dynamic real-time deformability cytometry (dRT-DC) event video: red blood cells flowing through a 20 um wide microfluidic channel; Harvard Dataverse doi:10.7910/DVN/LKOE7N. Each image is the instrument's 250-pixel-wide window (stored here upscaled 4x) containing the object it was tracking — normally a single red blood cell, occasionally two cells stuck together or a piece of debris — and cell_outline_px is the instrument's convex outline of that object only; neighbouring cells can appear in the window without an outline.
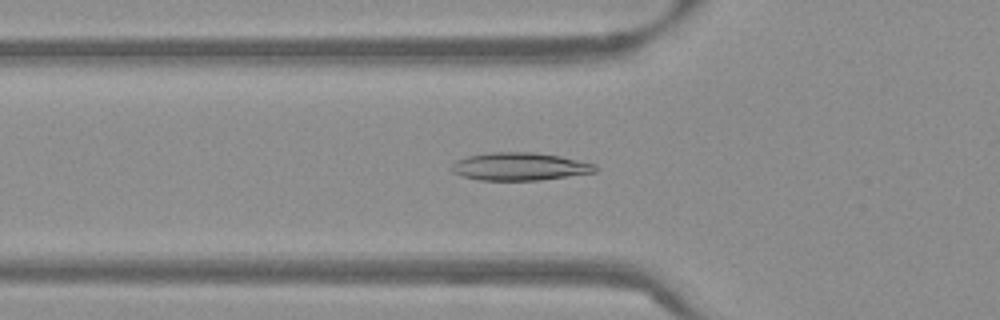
{"species": "Egyptian fruit bat (a non-hibernating species)", "species_latin": "Rousettus aegyptiacus", "temperature_condition": "warm", "stored_images_in_passage": 44, "camera_frame_rate_fps": 3000, "um_per_image_px": 0.085, "frame": {"image": 1, "passage_image": 9, "time_ms": 2.667, "image_size_px": [1000, 320], "cell_outline_px": [[600, 168], [596, 172], [540, 180], [480, 180], [464, 176], [452, 172], [448, 168], [456, 160], [468, 156], [492, 152], [532, 152], [560, 156], [596, 164]], "centroid_in_image_um": [44.18, 14.15], "position_along_channel_um": 81.6, "area_um2": 23.35}}
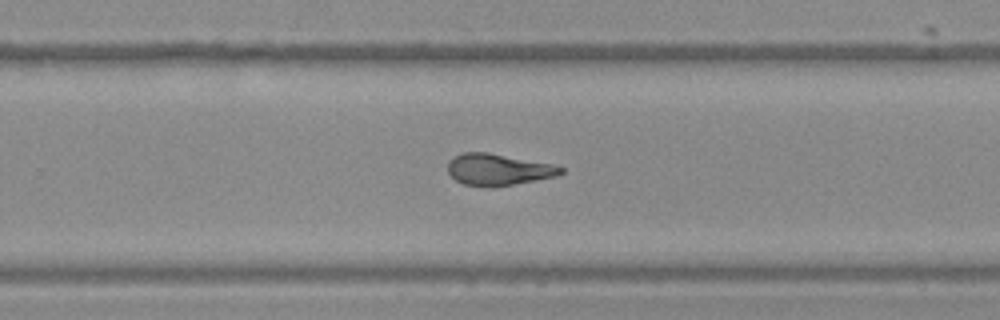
{"frame": {"image": 2, "passage_image": 25, "time_ms": 8.0, "image_size_px": [1000, 320], "cell_outline_px": [[564, 172], [556, 176], [536, 180], [488, 188], [484, 188], [464, 184], [456, 180], [448, 172], [448, 160], [460, 152], [488, 152], [556, 164], [564, 168]], "centroid_in_image_um": [42.35, 14.4], "position_along_channel_um": 287.4, "area_um2": 21.1}}
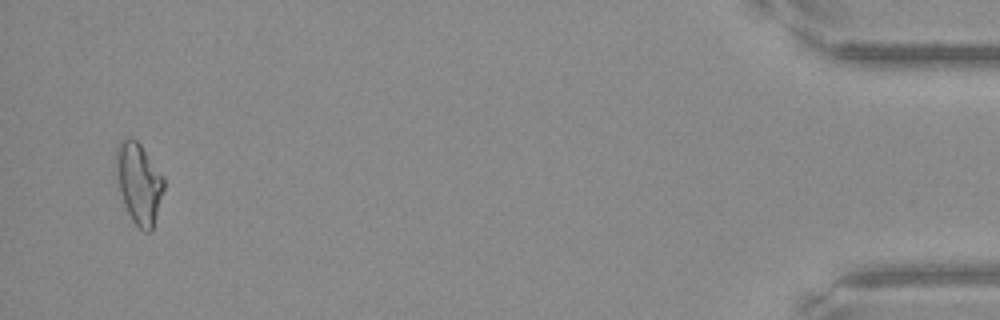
{"frame": {"image": 3, "passage_image": 42, "time_ms": 13.667, "image_size_px": [1000, 320], "cell_outline_px": [[164, 188], [152, 232], [144, 232], [132, 220], [124, 204], [120, 192], [116, 176], [116, 148], [120, 140], [128, 136], [136, 140], [140, 144], [164, 176]], "centroid_in_image_um": [11.8, 15.56], "position_along_channel_um": 423.4, "area_um2": 22.54}, "authors_computed_cell_mechanics": {"area_um2": 21.4727, "velocity_mm_per_s": 3.8461, "shape_relaxation_time_tau1_ms": null, "shape_relaxation_time_tau2_ms": 2.3369, "deformation_change_tau1": null, "deformation_change_tau2": 0.0924}}